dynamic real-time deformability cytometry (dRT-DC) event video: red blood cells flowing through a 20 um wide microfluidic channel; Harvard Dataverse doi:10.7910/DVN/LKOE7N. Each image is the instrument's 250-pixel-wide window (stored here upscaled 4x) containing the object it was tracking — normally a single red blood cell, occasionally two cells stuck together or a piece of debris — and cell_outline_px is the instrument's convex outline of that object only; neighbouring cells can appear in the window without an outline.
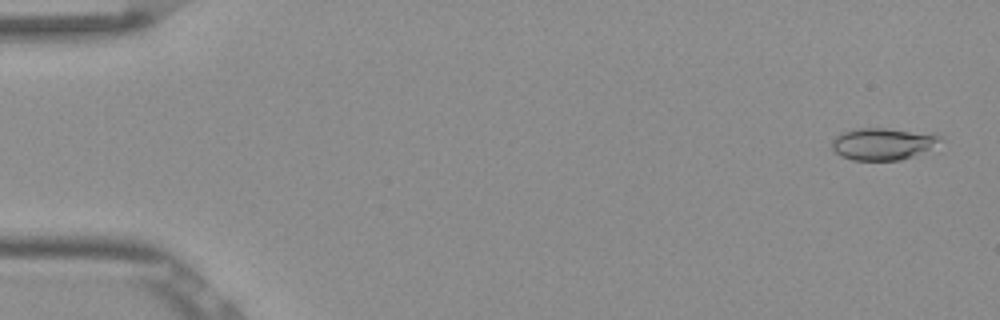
{"species": "Egyptian fruit bat (a non-hibernating species)", "species_latin": "Rousettus aegyptiacus", "temperature_condition": "room temperature", "stored_images_in_passage": 53, "camera_frame_rate_fps": 3000, "um_per_image_px": 0.085, "frame": {"image": 1, "passage_image": 2, "time_ms": 0.333, "image_size_px": [1000, 320], "cell_outline_px": [[944, 152], [900, 160], [852, 160], [840, 156], [832, 148], [832, 140], [840, 132], [856, 128], [884, 128], [936, 132], [944, 140]], "centroid_in_image_um": [75.35, 12.24], "position_along_channel_um": 9.6, "area_um2": 22.08}}
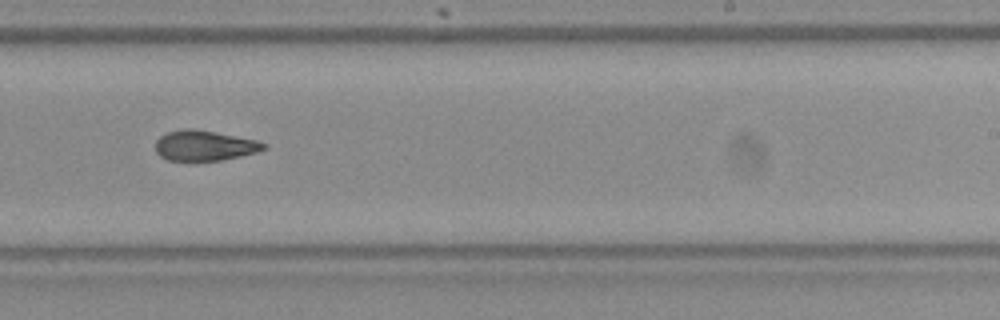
{"frame": {"image": 2, "passage_image": 33, "time_ms": 10.667, "image_size_px": [1000, 320], "cell_outline_px": [[268, 148], [256, 152], [240, 156], [220, 160], [168, 160], [160, 156], [156, 152], [156, 140], [160, 136], [168, 132], [184, 128], [192, 128], [236, 136], [256, 140], [268, 144]], "centroid_in_image_um": [17.38, 12.37], "position_along_channel_um": 271.6, "area_um2": 18.96}}
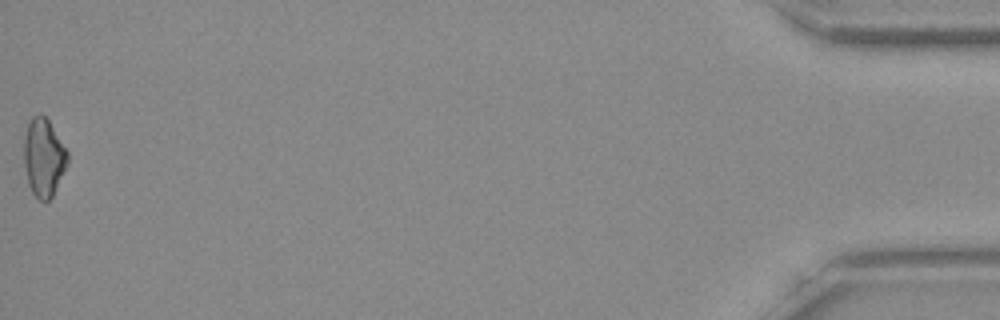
{"frame": {"image": 3, "passage_image": 53, "time_ms": 17.333, "image_size_px": [1000, 320], "cell_outline_px": [[68, 164], [52, 196], [48, 200], [40, 200], [32, 192], [28, 184], [24, 164], [24, 136], [28, 124], [32, 116], [40, 112], [48, 120], [68, 152]], "centroid_in_image_um": [3.7, 13.37], "position_along_channel_um": 431.5, "area_um2": 19.71}, "authors_computed_cell_mechanics": {"area_um2": 19.7676, "velocity_mm_per_s": 3.8542, "shape_relaxation_time_tau1_ms": 10.3475, "shape_relaxation_time_tau2_ms": 4.5601, "deformation_change_tau1": 0.225, "deformation_change_tau2": 0.1104}}